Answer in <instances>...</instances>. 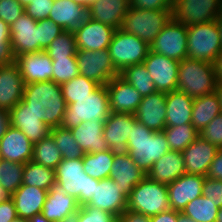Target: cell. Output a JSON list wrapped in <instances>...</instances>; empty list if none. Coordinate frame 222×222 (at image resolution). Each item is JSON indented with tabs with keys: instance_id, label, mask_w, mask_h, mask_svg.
Masks as SVG:
<instances>
[{
	"instance_id": "obj_66",
	"label": "cell",
	"mask_w": 222,
	"mask_h": 222,
	"mask_svg": "<svg viewBox=\"0 0 222 222\" xmlns=\"http://www.w3.org/2000/svg\"><path fill=\"white\" fill-rule=\"evenodd\" d=\"M216 222H222V207L218 210Z\"/></svg>"
},
{
	"instance_id": "obj_28",
	"label": "cell",
	"mask_w": 222,
	"mask_h": 222,
	"mask_svg": "<svg viewBox=\"0 0 222 222\" xmlns=\"http://www.w3.org/2000/svg\"><path fill=\"white\" fill-rule=\"evenodd\" d=\"M49 19L66 31H74L88 18V8L76 0H54Z\"/></svg>"
},
{
	"instance_id": "obj_62",
	"label": "cell",
	"mask_w": 222,
	"mask_h": 222,
	"mask_svg": "<svg viewBox=\"0 0 222 222\" xmlns=\"http://www.w3.org/2000/svg\"><path fill=\"white\" fill-rule=\"evenodd\" d=\"M28 222H52L43 216L42 213L34 215L32 218L28 219Z\"/></svg>"
},
{
	"instance_id": "obj_20",
	"label": "cell",
	"mask_w": 222,
	"mask_h": 222,
	"mask_svg": "<svg viewBox=\"0 0 222 222\" xmlns=\"http://www.w3.org/2000/svg\"><path fill=\"white\" fill-rule=\"evenodd\" d=\"M147 176L131 159L128 152H115L109 178L121 188L128 199L132 189Z\"/></svg>"
},
{
	"instance_id": "obj_21",
	"label": "cell",
	"mask_w": 222,
	"mask_h": 222,
	"mask_svg": "<svg viewBox=\"0 0 222 222\" xmlns=\"http://www.w3.org/2000/svg\"><path fill=\"white\" fill-rule=\"evenodd\" d=\"M166 110V93L156 91L142 97L134 115L138 122L157 132L166 127Z\"/></svg>"
},
{
	"instance_id": "obj_42",
	"label": "cell",
	"mask_w": 222,
	"mask_h": 222,
	"mask_svg": "<svg viewBox=\"0 0 222 222\" xmlns=\"http://www.w3.org/2000/svg\"><path fill=\"white\" fill-rule=\"evenodd\" d=\"M219 208L203 195L189 202L181 211L197 222H216Z\"/></svg>"
},
{
	"instance_id": "obj_1",
	"label": "cell",
	"mask_w": 222,
	"mask_h": 222,
	"mask_svg": "<svg viewBox=\"0 0 222 222\" xmlns=\"http://www.w3.org/2000/svg\"><path fill=\"white\" fill-rule=\"evenodd\" d=\"M22 100L50 129L61 126L67 104L60 84L52 80L25 84Z\"/></svg>"
},
{
	"instance_id": "obj_6",
	"label": "cell",
	"mask_w": 222,
	"mask_h": 222,
	"mask_svg": "<svg viewBox=\"0 0 222 222\" xmlns=\"http://www.w3.org/2000/svg\"><path fill=\"white\" fill-rule=\"evenodd\" d=\"M127 209L149 217L171 210L167 185L146 176L132 189Z\"/></svg>"
},
{
	"instance_id": "obj_68",
	"label": "cell",
	"mask_w": 222,
	"mask_h": 222,
	"mask_svg": "<svg viewBox=\"0 0 222 222\" xmlns=\"http://www.w3.org/2000/svg\"><path fill=\"white\" fill-rule=\"evenodd\" d=\"M10 222H28V220L17 216L15 219L11 220Z\"/></svg>"
},
{
	"instance_id": "obj_15",
	"label": "cell",
	"mask_w": 222,
	"mask_h": 222,
	"mask_svg": "<svg viewBox=\"0 0 222 222\" xmlns=\"http://www.w3.org/2000/svg\"><path fill=\"white\" fill-rule=\"evenodd\" d=\"M80 205L76 198L67 195L57 183L48 191L42 214L52 222H72Z\"/></svg>"
},
{
	"instance_id": "obj_18",
	"label": "cell",
	"mask_w": 222,
	"mask_h": 222,
	"mask_svg": "<svg viewBox=\"0 0 222 222\" xmlns=\"http://www.w3.org/2000/svg\"><path fill=\"white\" fill-rule=\"evenodd\" d=\"M106 88L111 112L135 114L142 96L131 84L119 75L112 78Z\"/></svg>"
},
{
	"instance_id": "obj_51",
	"label": "cell",
	"mask_w": 222,
	"mask_h": 222,
	"mask_svg": "<svg viewBox=\"0 0 222 222\" xmlns=\"http://www.w3.org/2000/svg\"><path fill=\"white\" fill-rule=\"evenodd\" d=\"M53 2L54 0H32L25 7V13L37 21L47 19L53 8Z\"/></svg>"
},
{
	"instance_id": "obj_3",
	"label": "cell",
	"mask_w": 222,
	"mask_h": 222,
	"mask_svg": "<svg viewBox=\"0 0 222 222\" xmlns=\"http://www.w3.org/2000/svg\"><path fill=\"white\" fill-rule=\"evenodd\" d=\"M110 113L106 85H100L90 96L75 99L74 103L67 105L61 127L72 129L82 122L94 120L104 123Z\"/></svg>"
},
{
	"instance_id": "obj_17",
	"label": "cell",
	"mask_w": 222,
	"mask_h": 222,
	"mask_svg": "<svg viewBox=\"0 0 222 222\" xmlns=\"http://www.w3.org/2000/svg\"><path fill=\"white\" fill-rule=\"evenodd\" d=\"M205 176L184 173L167 185L170 207L181 212L192 200L202 195Z\"/></svg>"
},
{
	"instance_id": "obj_53",
	"label": "cell",
	"mask_w": 222,
	"mask_h": 222,
	"mask_svg": "<svg viewBox=\"0 0 222 222\" xmlns=\"http://www.w3.org/2000/svg\"><path fill=\"white\" fill-rule=\"evenodd\" d=\"M130 6L137 9L171 10L172 3L169 0H130Z\"/></svg>"
},
{
	"instance_id": "obj_47",
	"label": "cell",
	"mask_w": 222,
	"mask_h": 222,
	"mask_svg": "<svg viewBox=\"0 0 222 222\" xmlns=\"http://www.w3.org/2000/svg\"><path fill=\"white\" fill-rule=\"evenodd\" d=\"M39 52L45 51L50 43L65 30L51 19L37 21Z\"/></svg>"
},
{
	"instance_id": "obj_7",
	"label": "cell",
	"mask_w": 222,
	"mask_h": 222,
	"mask_svg": "<svg viewBox=\"0 0 222 222\" xmlns=\"http://www.w3.org/2000/svg\"><path fill=\"white\" fill-rule=\"evenodd\" d=\"M171 18V10L137 9L130 6L120 29L150 45Z\"/></svg>"
},
{
	"instance_id": "obj_10",
	"label": "cell",
	"mask_w": 222,
	"mask_h": 222,
	"mask_svg": "<svg viewBox=\"0 0 222 222\" xmlns=\"http://www.w3.org/2000/svg\"><path fill=\"white\" fill-rule=\"evenodd\" d=\"M221 13V0H175L171 8L172 19L184 26L216 20Z\"/></svg>"
},
{
	"instance_id": "obj_44",
	"label": "cell",
	"mask_w": 222,
	"mask_h": 222,
	"mask_svg": "<svg viewBox=\"0 0 222 222\" xmlns=\"http://www.w3.org/2000/svg\"><path fill=\"white\" fill-rule=\"evenodd\" d=\"M24 167L25 164L0 160V184L11 195L22 185Z\"/></svg>"
},
{
	"instance_id": "obj_41",
	"label": "cell",
	"mask_w": 222,
	"mask_h": 222,
	"mask_svg": "<svg viewBox=\"0 0 222 222\" xmlns=\"http://www.w3.org/2000/svg\"><path fill=\"white\" fill-rule=\"evenodd\" d=\"M50 134L52 135L57 148L60 150L63 159H78L83 158L84 152L79 147L73 133L70 129L63 127L51 128Z\"/></svg>"
},
{
	"instance_id": "obj_40",
	"label": "cell",
	"mask_w": 222,
	"mask_h": 222,
	"mask_svg": "<svg viewBox=\"0 0 222 222\" xmlns=\"http://www.w3.org/2000/svg\"><path fill=\"white\" fill-rule=\"evenodd\" d=\"M100 86L94 80L86 78L85 76L78 75L70 81L61 84L62 94L66 104H72L75 99L90 96Z\"/></svg>"
},
{
	"instance_id": "obj_26",
	"label": "cell",
	"mask_w": 222,
	"mask_h": 222,
	"mask_svg": "<svg viewBox=\"0 0 222 222\" xmlns=\"http://www.w3.org/2000/svg\"><path fill=\"white\" fill-rule=\"evenodd\" d=\"M24 79L16 63L0 67V109L10 111L22 99Z\"/></svg>"
},
{
	"instance_id": "obj_13",
	"label": "cell",
	"mask_w": 222,
	"mask_h": 222,
	"mask_svg": "<svg viewBox=\"0 0 222 222\" xmlns=\"http://www.w3.org/2000/svg\"><path fill=\"white\" fill-rule=\"evenodd\" d=\"M143 63L151 75L157 91L169 93L177 89L180 61L149 50Z\"/></svg>"
},
{
	"instance_id": "obj_46",
	"label": "cell",
	"mask_w": 222,
	"mask_h": 222,
	"mask_svg": "<svg viewBox=\"0 0 222 222\" xmlns=\"http://www.w3.org/2000/svg\"><path fill=\"white\" fill-rule=\"evenodd\" d=\"M72 222H118V217L105 210L80 206Z\"/></svg>"
},
{
	"instance_id": "obj_9",
	"label": "cell",
	"mask_w": 222,
	"mask_h": 222,
	"mask_svg": "<svg viewBox=\"0 0 222 222\" xmlns=\"http://www.w3.org/2000/svg\"><path fill=\"white\" fill-rule=\"evenodd\" d=\"M149 50L150 45L122 29H116L108 47L111 61L119 73L128 66L143 63Z\"/></svg>"
},
{
	"instance_id": "obj_52",
	"label": "cell",
	"mask_w": 222,
	"mask_h": 222,
	"mask_svg": "<svg viewBox=\"0 0 222 222\" xmlns=\"http://www.w3.org/2000/svg\"><path fill=\"white\" fill-rule=\"evenodd\" d=\"M202 195L210 200L220 209L222 207V181L205 176Z\"/></svg>"
},
{
	"instance_id": "obj_32",
	"label": "cell",
	"mask_w": 222,
	"mask_h": 222,
	"mask_svg": "<svg viewBox=\"0 0 222 222\" xmlns=\"http://www.w3.org/2000/svg\"><path fill=\"white\" fill-rule=\"evenodd\" d=\"M184 163L181 152L170 150L153 164L147 176L155 182L168 185L186 173Z\"/></svg>"
},
{
	"instance_id": "obj_25",
	"label": "cell",
	"mask_w": 222,
	"mask_h": 222,
	"mask_svg": "<svg viewBox=\"0 0 222 222\" xmlns=\"http://www.w3.org/2000/svg\"><path fill=\"white\" fill-rule=\"evenodd\" d=\"M136 121L134 114L110 113L104 122L103 136L111 151L125 152L131 127Z\"/></svg>"
},
{
	"instance_id": "obj_61",
	"label": "cell",
	"mask_w": 222,
	"mask_h": 222,
	"mask_svg": "<svg viewBox=\"0 0 222 222\" xmlns=\"http://www.w3.org/2000/svg\"><path fill=\"white\" fill-rule=\"evenodd\" d=\"M11 198V194L0 184V203Z\"/></svg>"
},
{
	"instance_id": "obj_57",
	"label": "cell",
	"mask_w": 222,
	"mask_h": 222,
	"mask_svg": "<svg viewBox=\"0 0 222 222\" xmlns=\"http://www.w3.org/2000/svg\"><path fill=\"white\" fill-rule=\"evenodd\" d=\"M150 222H177V211L171 209L151 216Z\"/></svg>"
},
{
	"instance_id": "obj_36",
	"label": "cell",
	"mask_w": 222,
	"mask_h": 222,
	"mask_svg": "<svg viewBox=\"0 0 222 222\" xmlns=\"http://www.w3.org/2000/svg\"><path fill=\"white\" fill-rule=\"evenodd\" d=\"M55 183V169L47 168L32 160L25 163L22 184L49 191Z\"/></svg>"
},
{
	"instance_id": "obj_67",
	"label": "cell",
	"mask_w": 222,
	"mask_h": 222,
	"mask_svg": "<svg viewBox=\"0 0 222 222\" xmlns=\"http://www.w3.org/2000/svg\"><path fill=\"white\" fill-rule=\"evenodd\" d=\"M23 7H26L32 0H17Z\"/></svg>"
},
{
	"instance_id": "obj_38",
	"label": "cell",
	"mask_w": 222,
	"mask_h": 222,
	"mask_svg": "<svg viewBox=\"0 0 222 222\" xmlns=\"http://www.w3.org/2000/svg\"><path fill=\"white\" fill-rule=\"evenodd\" d=\"M62 159L60 150L51 134L34 144L32 161L35 163L55 169Z\"/></svg>"
},
{
	"instance_id": "obj_11",
	"label": "cell",
	"mask_w": 222,
	"mask_h": 222,
	"mask_svg": "<svg viewBox=\"0 0 222 222\" xmlns=\"http://www.w3.org/2000/svg\"><path fill=\"white\" fill-rule=\"evenodd\" d=\"M76 60L79 74L100 85H106L112 78L120 75L111 61L108 49L77 50Z\"/></svg>"
},
{
	"instance_id": "obj_22",
	"label": "cell",
	"mask_w": 222,
	"mask_h": 222,
	"mask_svg": "<svg viewBox=\"0 0 222 222\" xmlns=\"http://www.w3.org/2000/svg\"><path fill=\"white\" fill-rule=\"evenodd\" d=\"M25 84L53 81L51 58L45 51L25 53L15 58Z\"/></svg>"
},
{
	"instance_id": "obj_58",
	"label": "cell",
	"mask_w": 222,
	"mask_h": 222,
	"mask_svg": "<svg viewBox=\"0 0 222 222\" xmlns=\"http://www.w3.org/2000/svg\"><path fill=\"white\" fill-rule=\"evenodd\" d=\"M10 126L9 111L6 109H0V139L5 135Z\"/></svg>"
},
{
	"instance_id": "obj_56",
	"label": "cell",
	"mask_w": 222,
	"mask_h": 222,
	"mask_svg": "<svg viewBox=\"0 0 222 222\" xmlns=\"http://www.w3.org/2000/svg\"><path fill=\"white\" fill-rule=\"evenodd\" d=\"M118 222H150V217L147 215L126 209L119 215Z\"/></svg>"
},
{
	"instance_id": "obj_37",
	"label": "cell",
	"mask_w": 222,
	"mask_h": 222,
	"mask_svg": "<svg viewBox=\"0 0 222 222\" xmlns=\"http://www.w3.org/2000/svg\"><path fill=\"white\" fill-rule=\"evenodd\" d=\"M120 76L131 84L142 97L157 91L151 75L148 73L144 63L126 67Z\"/></svg>"
},
{
	"instance_id": "obj_55",
	"label": "cell",
	"mask_w": 222,
	"mask_h": 222,
	"mask_svg": "<svg viewBox=\"0 0 222 222\" xmlns=\"http://www.w3.org/2000/svg\"><path fill=\"white\" fill-rule=\"evenodd\" d=\"M16 217L17 213L12 198L0 203V222H10Z\"/></svg>"
},
{
	"instance_id": "obj_23",
	"label": "cell",
	"mask_w": 222,
	"mask_h": 222,
	"mask_svg": "<svg viewBox=\"0 0 222 222\" xmlns=\"http://www.w3.org/2000/svg\"><path fill=\"white\" fill-rule=\"evenodd\" d=\"M218 148L200 135L181 153L188 174L206 176Z\"/></svg>"
},
{
	"instance_id": "obj_19",
	"label": "cell",
	"mask_w": 222,
	"mask_h": 222,
	"mask_svg": "<svg viewBox=\"0 0 222 222\" xmlns=\"http://www.w3.org/2000/svg\"><path fill=\"white\" fill-rule=\"evenodd\" d=\"M82 206L105 210L119 217L127 209V198L114 180L106 178L99 180L98 185H95L93 197Z\"/></svg>"
},
{
	"instance_id": "obj_16",
	"label": "cell",
	"mask_w": 222,
	"mask_h": 222,
	"mask_svg": "<svg viewBox=\"0 0 222 222\" xmlns=\"http://www.w3.org/2000/svg\"><path fill=\"white\" fill-rule=\"evenodd\" d=\"M10 42L15 58L25 53L39 52L37 20L26 13L10 26Z\"/></svg>"
},
{
	"instance_id": "obj_4",
	"label": "cell",
	"mask_w": 222,
	"mask_h": 222,
	"mask_svg": "<svg viewBox=\"0 0 222 222\" xmlns=\"http://www.w3.org/2000/svg\"><path fill=\"white\" fill-rule=\"evenodd\" d=\"M216 77L213 63L185 58L180 61L177 89L191 98L215 92Z\"/></svg>"
},
{
	"instance_id": "obj_31",
	"label": "cell",
	"mask_w": 222,
	"mask_h": 222,
	"mask_svg": "<svg viewBox=\"0 0 222 222\" xmlns=\"http://www.w3.org/2000/svg\"><path fill=\"white\" fill-rule=\"evenodd\" d=\"M104 123L100 120L82 122L70 129L84 153L104 152L109 149L103 136Z\"/></svg>"
},
{
	"instance_id": "obj_27",
	"label": "cell",
	"mask_w": 222,
	"mask_h": 222,
	"mask_svg": "<svg viewBox=\"0 0 222 222\" xmlns=\"http://www.w3.org/2000/svg\"><path fill=\"white\" fill-rule=\"evenodd\" d=\"M34 145L25 134L10 126L0 139L2 159L25 164L32 160Z\"/></svg>"
},
{
	"instance_id": "obj_43",
	"label": "cell",
	"mask_w": 222,
	"mask_h": 222,
	"mask_svg": "<svg viewBox=\"0 0 222 222\" xmlns=\"http://www.w3.org/2000/svg\"><path fill=\"white\" fill-rule=\"evenodd\" d=\"M51 60L76 58L77 46L74 31H64L45 50Z\"/></svg>"
},
{
	"instance_id": "obj_64",
	"label": "cell",
	"mask_w": 222,
	"mask_h": 222,
	"mask_svg": "<svg viewBox=\"0 0 222 222\" xmlns=\"http://www.w3.org/2000/svg\"><path fill=\"white\" fill-rule=\"evenodd\" d=\"M216 25L220 33L221 46H222V13L216 18Z\"/></svg>"
},
{
	"instance_id": "obj_60",
	"label": "cell",
	"mask_w": 222,
	"mask_h": 222,
	"mask_svg": "<svg viewBox=\"0 0 222 222\" xmlns=\"http://www.w3.org/2000/svg\"><path fill=\"white\" fill-rule=\"evenodd\" d=\"M177 222H197V221L185 215L183 212L177 211Z\"/></svg>"
},
{
	"instance_id": "obj_39",
	"label": "cell",
	"mask_w": 222,
	"mask_h": 222,
	"mask_svg": "<svg viewBox=\"0 0 222 222\" xmlns=\"http://www.w3.org/2000/svg\"><path fill=\"white\" fill-rule=\"evenodd\" d=\"M170 150L182 152L199 136L192 124L169 126L163 129Z\"/></svg>"
},
{
	"instance_id": "obj_50",
	"label": "cell",
	"mask_w": 222,
	"mask_h": 222,
	"mask_svg": "<svg viewBox=\"0 0 222 222\" xmlns=\"http://www.w3.org/2000/svg\"><path fill=\"white\" fill-rule=\"evenodd\" d=\"M24 13L25 7L17 0H0V19L9 26Z\"/></svg>"
},
{
	"instance_id": "obj_48",
	"label": "cell",
	"mask_w": 222,
	"mask_h": 222,
	"mask_svg": "<svg viewBox=\"0 0 222 222\" xmlns=\"http://www.w3.org/2000/svg\"><path fill=\"white\" fill-rule=\"evenodd\" d=\"M15 63L10 42V26L0 19V67Z\"/></svg>"
},
{
	"instance_id": "obj_34",
	"label": "cell",
	"mask_w": 222,
	"mask_h": 222,
	"mask_svg": "<svg viewBox=\"0 0 222 222\" xmlns=\"http://www.w3.org/2000/svg\"><path fill=\"white\" fill-rule=\"evenodd\" d=\"M220 113L222 107L215 92L194 98L191 124L201 132Z\"/></svg>"
},
{
	"instance_id": "obj_5",
	"label": "cell",
	"mask_w": 222,
	"mask_h": 222,
	"mask_svg": "<svg viewBox=\"0 0 222 222\" xmlns=\"http://www.w3.org/2000/svg\"><path fill=\"white\" fill-rule=\"evenodd\" d=\"M55 178L56 183L66 191L67 195L76 198L80 206L90 201L95 185L99 182L84 172L82 158L62 159L55 168Z\"/></svg>"
},
{
	"instance_id": "obj_24",
	"label": "cell",
	"mask_w": 222,
	"mask_h": 222,
	"mask_svg": "<svg viewBox=\"0 0 222 222\" xmlns=\"http://www.w3.org/2000/svg\"><path fill=\"white\" fill-rule=\"evenodd\" d=\"M10 125L20 129L34 145L48 134L50 128L21 100L9 111Z\"/></svg>"
},
{
	"instance_id": "obj_63",
	"label": "cell",
	"mask_w": 222,
	"mask_h": 222,
	"mask_svg": "<svg viewBox=\"0 0 222 222\" xmlns=\"http://www.w3.org/2000/svg\"><path fill=\"white\" fill-rule=\"evenodd\" d=\"M215 93L218 96L219 102H220L221 107H222V81H217Z\"/></svg>"
},
{
	"instance_id": "obj_45",
	"label": "cell",
	"mask_w": 222,
	"mask_h": 222,
	"mask_svg": "<svg viewBox=\"0 0 222 222\" xmlns=\"http://www.w3.org/2000/svg\"><path fill=\"white\" fill-rule=\"evenodd\" d=\"M52 66L53 81L60 85L79 75L76 58H57L52 60Z\"/></svg>"
},
{
	"instance_id": "obj_12",
	"label": "cell",
	"mask_w": 222,
	"mask_h": 222,
	"mask_svg": "<svg viewBox=\"0 0 222 222\" xmlns=\"http://www.w3.org/2000/svg\"><path fill=\"white\" fill-rule=\"evenodd\" d=\"M187 26L172 18L150 44V51L177 61L187 58Z\"/></svg>"
},
{
	"instance_id": "obj_29",
	"label": "cell",
	"mask_w": 222,
	"mask_h": 222,
	"mask_svg": "<svg viewBox=\"0 0 222 222\" xmlns=\"http://www.w3.org/2000/svg\"><path fill=\"white\" fill-rule=\"evenodd\" d=\"M130 8V0H95L88 7V17L115 29H120Z\"/></svg>"
},
{
	"instance_id": "obj_33",
	"label": "cell",
	"mask_w": 222,
	"mask_h": 222,
	"mask_svg": "<svg viewBox=\"0 0 222 222\" xmlns=\"http://www.w3.org/2000/svg\"><path fill=\"white\" fill-rule=\"evenodd\" d=\"M193 101L178 89L166 93V127L191 124Z\"/></svg>"
},
{
	"instance_id": "obj_14",
	"label": "cell",
	"mask_w": 222,
	"mask_h": 222,
	"mask_svg": "<svg viewBox=\"0 0 222 222\" xmlns=\"http://www.w3.org/2000/svg\"><path fill=\"white\" fill-rule=\"evenodd\" d=\"M115 31V28L88 17L74 30L77 50L108 49Z\"/></svg>"
},
{
	"instance_id": "obj_54",
	"label": "cell",
	"mask_w": 222,
	"mask_h": 222,
	"mask_svg": "<svg viewBox=\"0 0 222 222\" xmlns=\"http://www.w3.org/2000/svg\"><path fill=\"white\" fill-rule=\"evenodd\" d=\"M207 177L222 181V149H218L213 161L211 162Z\"/></svg>"
},
{
	"instance_id": "obj_30",
	"label": "cell",
	"mask_w": 222,
	"mask_h": 222,
	"mask_svg": "<svg viewBox=\"0 0 222 222\" xmlns=\"http://www.w3.org/2000/svg\"><path fill=\"white\" fill-rule=\"evenodd\" d=\"M47 194L46 190L22 184L11 195L17 216L28 220L34 215L42 213Z\"/></svg>"
},
{
	"instance_id": "obj_2",
	"label": "cell",
	"mask_w": 222,
	"mask_h": 222,
	"mask_svg": "<svg viewBox=\"0 0 222 222\" xmlns=\"http://www.w3.org/2000/svg\"><path fill=\"white\" fill-rule=\"evenodd\" d=\"M125 151L130 154L134 163L147 174L153 164L170 151V148L164 131L155 132L136 121L131 127Z\"/></svg>"
},
{
	"instance_id": "obj_35",
	"label": "cell",
	"mask_w": 222,
	"mask_h": 222,
	"mask_svg": "<svg viewBox=\"0 0 222 222\" xmlns=\"http://www.w3.org/2000/svg\"><path fill=\"white\" fill-rule=\"evenodd\" d=\"M115 152L110 149L104 152L85 153L83 160L84 172L95 179L109 178Z\"/></svg>"
},
{
	"instance_id": "obj_59",
	"label": "cell",
	"mask_w": 222,
	"mask_h": 222,
	"mask_svg": "<svg viewBox=\"0 0 222 222\" xmlns=\"http://www.w3.org/2000/svg\"><path fill=\"white\" fill-rule=\"evenodd\" d=\"M213 66L216 80L222 81V51L216 56Z\"/></svg>"
},
{
	"instance_id": "obj_49",
	"label": "cell",
	"mask_w": 222,
	"mask_h": 222,
	"mask_svg": "<svg viewBox=\"0 0 222 222\" xmlns=\"http://www.w3.org/2000/svg\"><path fill=\"white\" fill-rule=\"evenodd\" d=\"M199 135L214 144L218 149H222V113L217 115Z\"/></svg>"
},
{
	"instance_id": "obj_65",
	"label": "cell",
	"mask_w": 222,
	"mask_h": 222,
	"mask_svg": "<svg viewBox=\"0 0 222 222\" xmlns=\"http://www.w3.org/2000/svg\"><path fill=\"white\" fill-rule=\"evenodd\" d=\"M79 4L85 6L86 8L89 7L95 0H76Z\"/></svg>"
},
{
	"instance_id": "obj_8",
	"label": "cell",
	"mask_w": 222,
	"mask_h": 222,
	"mask_svg": "<svg viewBox=\"0 0 222 222\" xmlns=\"http://www.w3.org/2000/svg\"><path fill=\"white\" fill-rule=\"evenodd\" d=\"M187 58L213 63L222 51L216 20L187 26Z\"/></svg>"
}]
</instances>
